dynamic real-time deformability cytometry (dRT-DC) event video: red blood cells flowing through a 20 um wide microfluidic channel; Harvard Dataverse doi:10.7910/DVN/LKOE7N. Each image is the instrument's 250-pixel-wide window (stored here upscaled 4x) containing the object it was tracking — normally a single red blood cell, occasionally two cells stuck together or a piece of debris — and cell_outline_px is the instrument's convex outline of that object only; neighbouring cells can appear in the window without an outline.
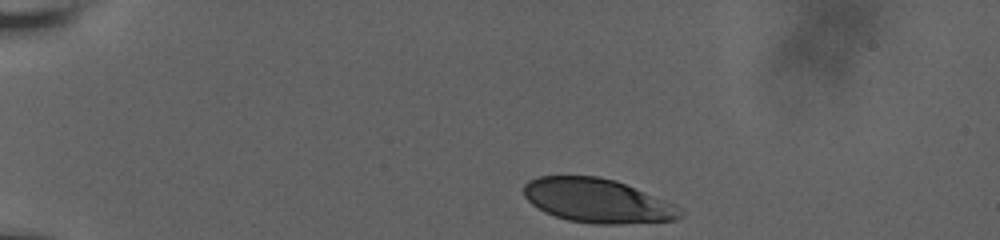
{"species": "human", "species_latin": "Homo sapiens", "temperature_condition": "room temperature", "stored_images_in_passage": 3, "camera_frame_rate_fps": 3000, "um_per_image_px": 0.085, "donor": {"sex": "male"}, "frame": {"image": 1, "passage_image": 1, "time_ms": 0.0, "image_size_px": [1000, 240], "cell_outline_px": [[684, 212], [676, 220], [620, 224], [596, 224], [568, 220], [544, 212], [532, 204], [524, 196], [524, 184], [528, 180], [536, 176], [600, 176], [616, 180], [664, 200], [680, 208]], "centroid_in_image_um": [50.74, 17.05], "position_along_channel_um": 34.3, "area_um2": 40.06}}